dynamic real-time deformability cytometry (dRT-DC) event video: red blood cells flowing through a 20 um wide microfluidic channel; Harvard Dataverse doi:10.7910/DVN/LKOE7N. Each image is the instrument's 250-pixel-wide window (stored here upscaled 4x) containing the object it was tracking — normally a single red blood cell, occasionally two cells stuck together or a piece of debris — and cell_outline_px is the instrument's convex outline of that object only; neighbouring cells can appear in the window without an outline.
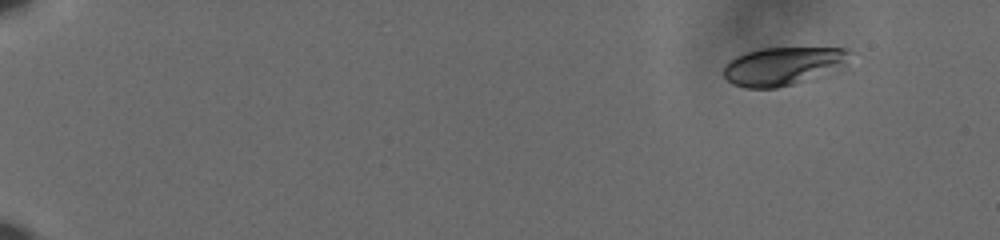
{"species": "human", "species_latin": "Homo sapiens", "temperature_condition": "cold", "stored_images_in_passage": 54, "camera_frame_rate_fps": 3000, "um_per_image_px": 0.085, "donor": {"sex": "male"}, "frame": {"image": 1, "passage_image": 1, "time_ms": 0.0, "image_size_px": [1000, 240], "cell_outline_px": [[852, 52], [844, 64], [792, 84], [776, 88], [744, 88], [732, 84], [724, 76], [724, 64], [728, 60], [744, 52], [760, 48], [848, 48]], "centroid_in_image_um": [66.43, 5.59], "position_along_channel_um": 18.6, "area_um2": 27.51}}
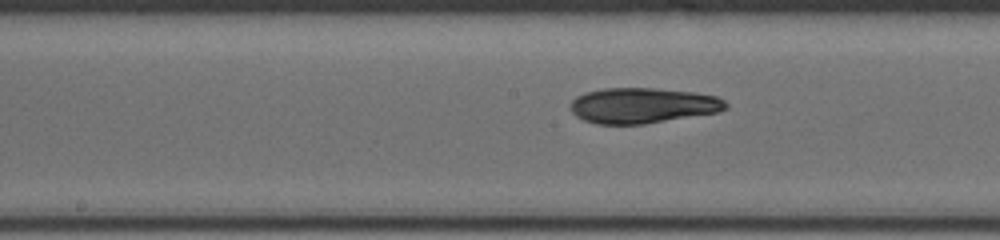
{"frame": {"image": 2, "passage_image": 29, "time_ms": 9.333, "image_size_px": [1000, 240], "cell_outline_px": [[728, 108], [720, 112], [644, 124], [596, 124], [584, 120], [576, 116], [572, 112], [572, 100], [576, 96], [584, 92], [604, 88], [656, 88], [696, 92], [716, 96], [724, 100], [728, 104]], "centroid_in_image_um": [54.65, 8.96], "position_along_channel_um": 193.5, "area_um2": 32.31}}
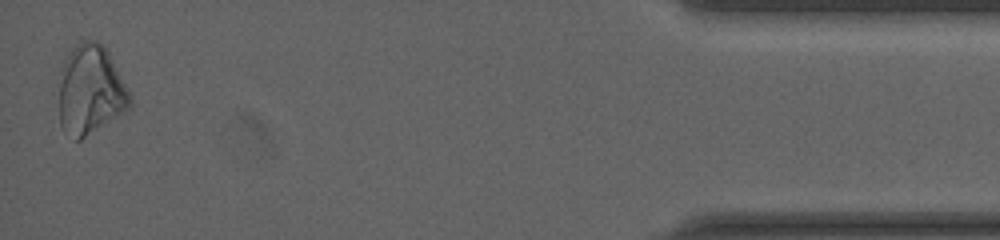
{"frame": {"image": 3, "passage_image": 54, "time_ms": 17.667, "image_size_px": [1000, 240], "cell_outline_px": [[132, 108], [80, 140], [76, 140], [64, 132], [60, 124], [52, 92], [60, 68], [68, 52], [80, 40], [96, 40], [104, 44], [132, 96]], "centroid_in_image_um": [7.59, 7.66], "position_along_channel_um": 427.6, "area_um2": 39.07}, "authors_computed_cell_mechanics": {"area_um2": 31.5588, "velocity_mm_per_s": 3.6295, "shape_relaxation_time_tau1_ms": 7.3598, "shape_relaxation_time_tau2_ms": null, "deformation_change_tau1": 0.1577, "deformation_change_tau2": null}}